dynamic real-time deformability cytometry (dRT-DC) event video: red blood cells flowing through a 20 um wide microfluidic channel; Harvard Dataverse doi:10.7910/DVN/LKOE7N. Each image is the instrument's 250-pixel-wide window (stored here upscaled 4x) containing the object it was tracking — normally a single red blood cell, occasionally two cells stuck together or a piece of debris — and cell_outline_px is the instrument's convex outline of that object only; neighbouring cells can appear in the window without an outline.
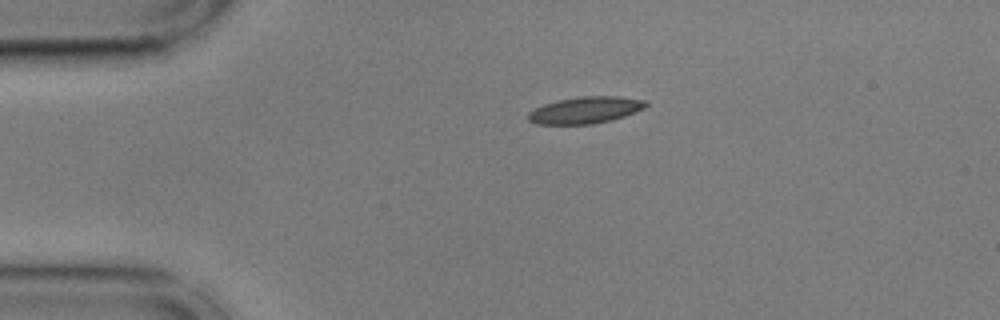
{"species": "common noctule bat (a hibernating species)", "species_latin": "Nyctalus noctula", "temperature_condition": "cold", "stored_images_in_passage": 45, "camera_frame_rate_fps": 3000, "um_per_image_px": 0.085, "animal": {"sex": "male", "body_mass_g": 17.9, "forearm_length_mm": 54.2}, "frame": {"image": 1, "passage_image": 1, "time_ms": 0.0, "image_size_px": [1000, 320], "cell_outline_px": [[648, 104], [644, 108], [636, 112], [612, 120], [592, 124], [536, 124], [528, 120], [528, 112], [544, 104], [556, 100], [580, 96], [620, 96], [648, 100]], "centroid_in_image_um": [49.79, 9.35], "position_along_channel_um": 35.2, "area_um2": 18.5}}
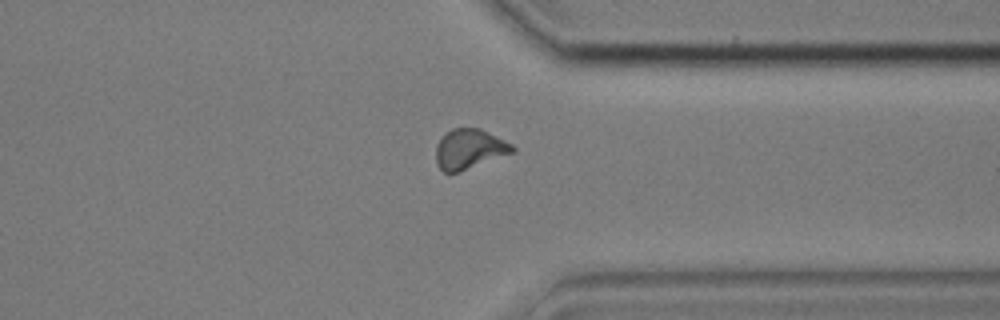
{"frame": {"image": 2, "passage_image": 32, "time_ms": 10.333, "image_size_px": [1000, 320], "cell_outline_px": [[516, 152], [460, 172], [444, 172], [436, 164], [436, 144], [452, 128], [480, 128], [512, 144], [516, 148]], "centroid_in_image_um": [39.93, 12.69], "position_along_channel_um": 371.5, "area_um2": 17.86}}
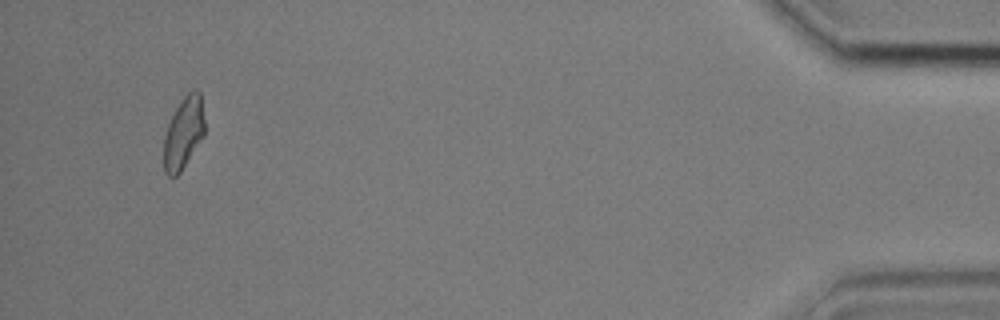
{"frame": {"image": 3, "passage_image": 42, "time_ms": 13.667, "image_size_px": [1000, 320], "cell_outline_px": [[204, 136], [180, 172], [176, 176], [168, 176], [164, 172], [164, 136], [168, 124], [180, 100], [188, 92], [196, 88], [200, 92], [204, 120]], "centroid_in_image_um": [15.6, 11.29], "position_along_channel_um": 419.6, "area_um2": 17.05}, "authors_computed_cell_mechanics": {"area_um2": 17.6868, "velocity_mm_per_s": 3.6165, "shape_relaxation_time_tau1_ms": null, "shape_relaxation_time_tau2_ms": 3.4605, "deformation_change_tau1": null, "deformation_change_tau2": 0.0888}}